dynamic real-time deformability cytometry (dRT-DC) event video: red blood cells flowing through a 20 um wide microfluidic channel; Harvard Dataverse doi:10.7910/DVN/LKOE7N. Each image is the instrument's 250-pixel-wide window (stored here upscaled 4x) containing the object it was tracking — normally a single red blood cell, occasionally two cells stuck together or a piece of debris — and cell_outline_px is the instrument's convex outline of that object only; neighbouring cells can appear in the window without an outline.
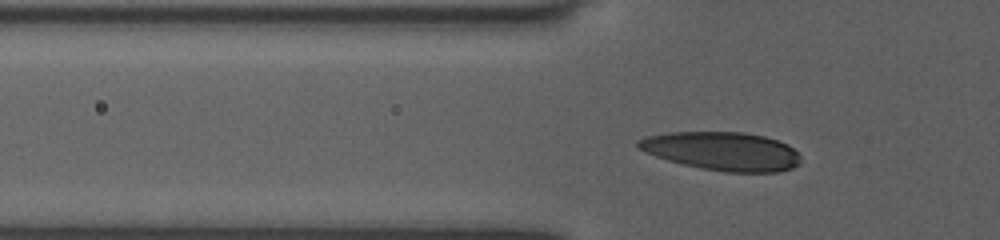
{"species": "human", "species_latin": "Homo sapiens", "temperature_condition": "room temperature", "stored_images_in_passage": 41, "camera_frame_rate_fps": 3000, "um_per_image_px": 0.085, "donor": {"sex": "female"}, "frame": {"image": 1, "passage_image": 11, "time_ms": 3.333, "image_size_px": [1000, 240], "cell_outline_px": [[800, 164], [792, 168], [780, 172], [724, 172], [700, 168], [668, 160], [644, 152], [636, 148], [636, 140], [644, 136], [668, 132], [744, 132], [764, 136], [788, 144], [800, 156]], "centroid_in_image_um": [61.36, 12.84], "position_along_channel_um": 64.4, "area_um2": 36.7}}
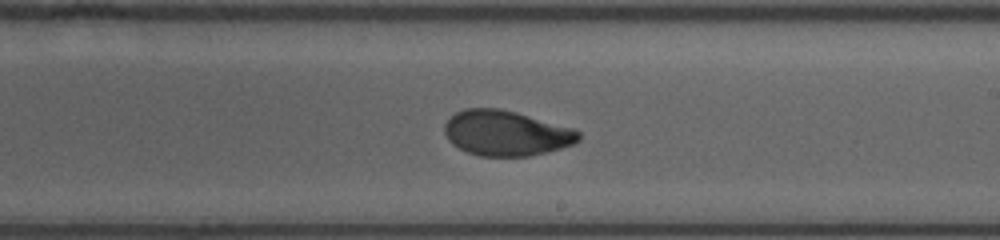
{"frame": {"image": 2, "passage_image": 25, "time_ms": 8.0, "image_size_px": [1000, 240], "cell_outline_px": [[580, 140], [572, 144], [560, 148], [528, 156], [480, 156], [468, 152], [452, 144], [448, 140], [444, 132], [444, 124], [456, 112], [464, 108], [500, 108], [516, 112], [572, 128], [580, 132]], "centroid_in_image_um": [42.99, 11.31], "position_along_channel_um": 246.0, "area_um2": 35.14}}
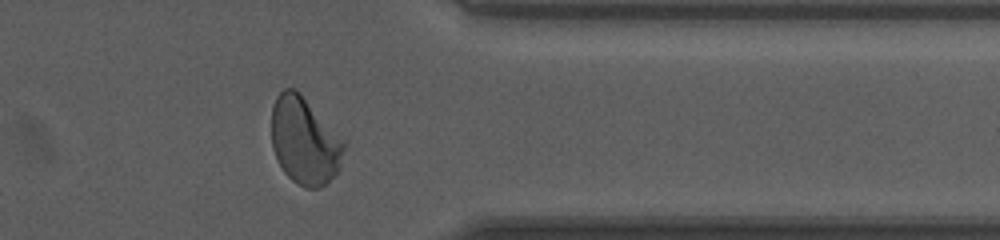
{"frame": {"image": 3, "passage_image": 36, "time_ms": 11.667, "image_size_px": [1000, 240], "cell_outline_px": [[344, 148], [340, 168], [336, 176], [320, 188], [304, 188], [296, 184], [284, 172], [272, 148], [272, 104], [276, 96], [284, 88], [296, 88], [300, 92], [344, 140]], "centroid_in_image_um": [25.89, 11.98], "position_along_channel_um": 385.5, "area_um2": 37.05}}